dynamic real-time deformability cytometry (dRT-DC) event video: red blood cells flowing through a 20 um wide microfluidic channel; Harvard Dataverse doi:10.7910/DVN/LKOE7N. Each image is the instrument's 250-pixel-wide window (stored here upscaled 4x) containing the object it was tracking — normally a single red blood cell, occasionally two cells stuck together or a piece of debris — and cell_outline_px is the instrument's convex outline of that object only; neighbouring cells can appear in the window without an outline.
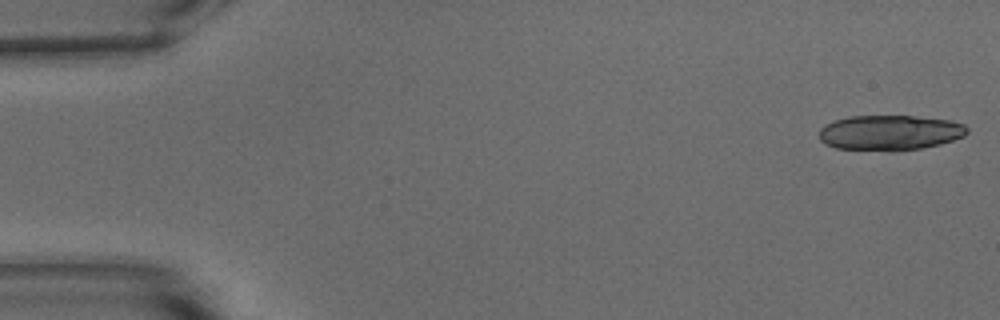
{"species": "common noctule bat (a hibernating species)", "species_latin": "Nyctalus noctula", "temperature_condition": "warm", "stored_images_in_passage": 17, "camera_frame_rate_fps": 3000, "um_per_image_px": 0.085, "animal": {"sex": "male", "body_mass_g": 15.6}, "frame": {"image": 1, "passage_image": 1, "time_ms": 0.0, "image_size_px": [1000, 320], "cell_outline_px": [[968, 132], [964, 136], [940, 144], [920, 148], [896, 152], [836, 148], [824, 144], [820, 140], [820, 128], [836, 120], [848, 116], [912, 116], [952, 120], [964, 124], [968, 128]], "centroid_in_image_um": [75.65, 11.29], "position_along_channel_um": 9.3, "area_um2": 30.52}}